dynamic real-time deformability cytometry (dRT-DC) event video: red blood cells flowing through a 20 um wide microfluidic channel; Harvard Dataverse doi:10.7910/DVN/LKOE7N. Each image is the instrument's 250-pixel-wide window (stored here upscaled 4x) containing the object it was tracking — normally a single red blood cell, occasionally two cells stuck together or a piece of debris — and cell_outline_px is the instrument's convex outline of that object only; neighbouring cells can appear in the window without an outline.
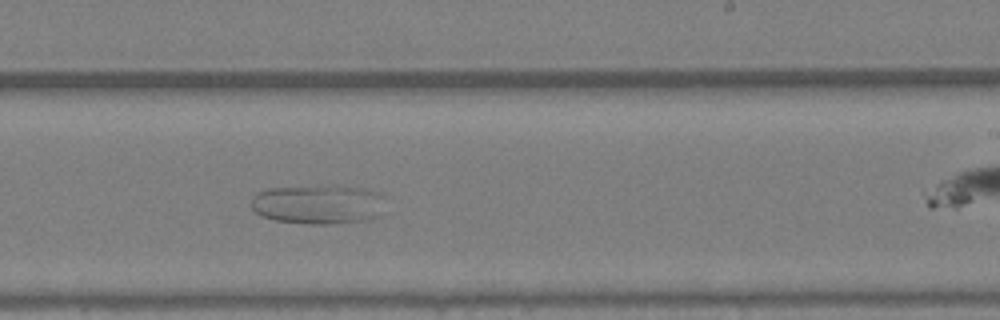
{"species": "Egyptian fruit bat (a non-hibernating species)", "species_latin": "Rousettus aegyptiacus", "temperature_condition": "warm", "stored_images_in_passage": 25, "camera_frame_rate_fps": 3000, "um_per_image_px": 0.085, "animal": {"sex": "female"}, "frame": {"image": 1, "passage_image": 22, "time_ms": 7.0, "image_size_px": [1000, 320], "cell_outline_px": [[388, 212], [384, 216], [368, 220], [336, 224], [308, 224], [276, 220], [260, 216], [252, 208], [252, 196], [256, 192], [268, 188], [364, 188], [376, 192], [384, 196]], "centroid_in_image_um": [27.15, 17.43], "position_along_channel_um": 261.8, "area_um2": 30.75}}